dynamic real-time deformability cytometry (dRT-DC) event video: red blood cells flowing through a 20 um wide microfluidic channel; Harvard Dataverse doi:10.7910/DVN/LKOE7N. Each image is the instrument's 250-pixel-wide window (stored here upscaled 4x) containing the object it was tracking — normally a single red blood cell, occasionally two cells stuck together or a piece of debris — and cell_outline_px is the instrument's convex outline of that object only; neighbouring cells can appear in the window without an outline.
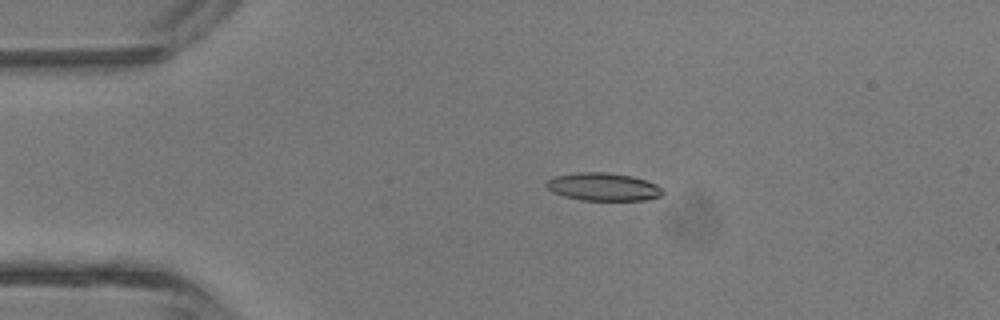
{"species": "common noctule bat (a hibernating species)", "species_latin": "Nyctalus noctula", "temperature_condition": "room temperature", "stored_images_in_passage": 3, "camera_frame_rate_fps": 3000, "um_per_image_px": 0.085, "animal": {"sex": "male", "body_mass_g": 13.3}, "frame": {"image": 1, "passage_image": 2, "time_ms": 1.0, "image_size_px": [1000, 320], "cell_outline_px": [[664, 192], [660, 196], [644, 200], [580, 200], [564, 196], [552, 192], [544, 184], [552, 176], [580, 172], [608, 172], [632, 176], [656, 184], [664, 188]], "centroid_in_image_um": [51.26, 15.87], "position_along_channel_um": 33.7, "area_um2": 19.02}}